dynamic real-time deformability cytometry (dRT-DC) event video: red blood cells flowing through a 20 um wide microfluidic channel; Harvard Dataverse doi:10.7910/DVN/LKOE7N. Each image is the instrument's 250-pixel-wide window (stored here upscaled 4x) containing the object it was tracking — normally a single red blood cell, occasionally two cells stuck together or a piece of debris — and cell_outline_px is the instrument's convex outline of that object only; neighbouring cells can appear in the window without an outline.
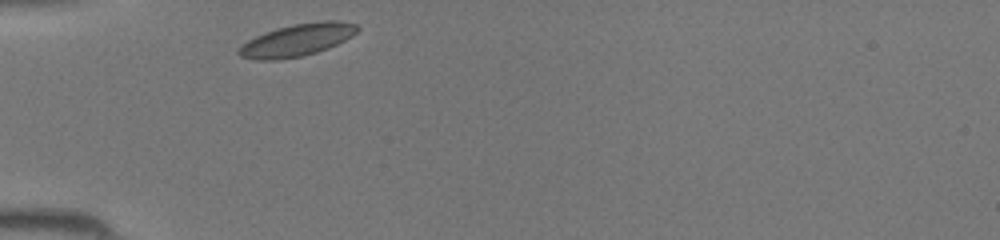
{"species": "common noctule bat (a hibernating species)", "species_latin": "Nyctalus noctula", "temperature_condition": "room temperature", "stored_images_in_passage": 25, "camera_frame_rate_fps": 3000, "um_per_image_px": 0.085, "animal": {"sex": "female", "body_mass_g": 19.5, "forearm_length_mm": 54.1}, "frame": {"image": 1, "passage_image": 1, "time_ms": 0.0, "image_size_px": [1000, 240], "cell_outline_px": [[360, 28], [352, 36], [328, 48], [316, 52], [300, 56], [276, 60], [256, 60], [240, 56], [236, 52], [240, 44], [264, 32], [276, 28], [292, 24], [320, 20], [336, 20], [356, 24]], "centroid_in_image_um": [25.22, 3.39], "position_along_channel_um": 59.8, "area_um2": 22.43}}
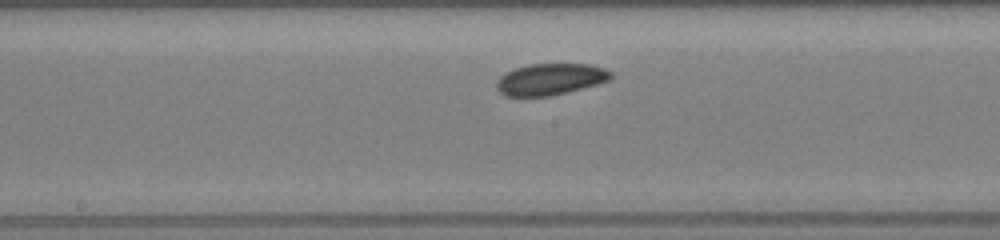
{"frame": {"image": 2, "passage_image": 11, "time_ms": 3.333, "image_size_px": [1000, 240], "cell_outline_px": [[612, 76], [608, 80], [596, 84], [548, 96], [504, 96], [496, 88], [496, 80], [500, 76], [516, 68], [528, 64], [592, 64], [604, 68], [612, 72]], "centroid_in_image_um": [46.75, 6.72], "position_along_channel_um": 201.5, "area_um2": 20.75}}
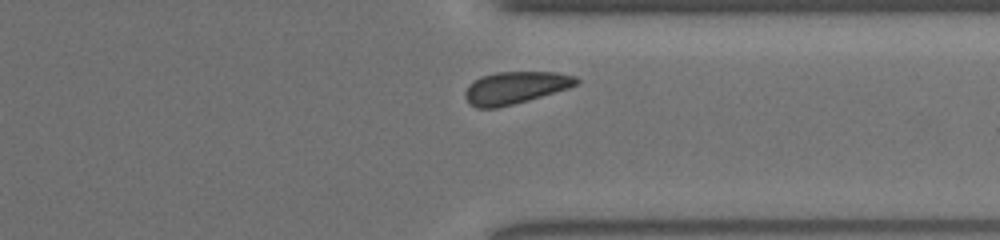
{"frame": {"image": 3, "passage_image": 22, "time_ms": 7.0, "image_size_px": [1000, 240], "cell_outline_px": [[580, 84], [568, 88], [528, 100], [496, 108], [476, 108], [468, 104], [464, 96], [464, 92], [468, 84], [480, 76], [496, 72], [556, 72], [576, 76], [580, 80]], "centroid_in_image_um": [43.77, 7.45], "position_along_channel_um": 367.6, "area_um2": 21.1}}